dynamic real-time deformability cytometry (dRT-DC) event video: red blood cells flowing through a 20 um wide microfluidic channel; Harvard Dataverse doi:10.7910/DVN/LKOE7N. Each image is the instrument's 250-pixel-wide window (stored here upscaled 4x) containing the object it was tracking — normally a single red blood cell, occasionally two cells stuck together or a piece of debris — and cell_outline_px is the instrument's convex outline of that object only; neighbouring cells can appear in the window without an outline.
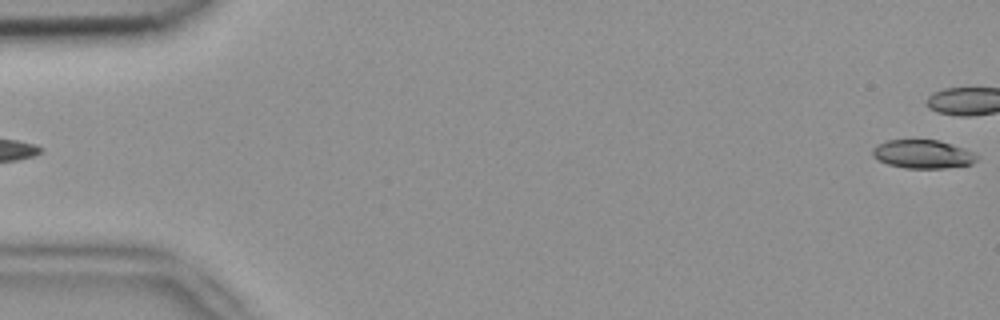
{"species": "common noctule bat (a hibernating species)", "species_latin": "Nyctalus noctula", "temperature_condition": "room temperature", "stored_images_in_passage": 2, "segment_of_instrument_passage": [2, 2], "camera_frame_rate_fps": 3000, "um_per_image_px": 0.085, "animal": {"sex": "female", "body_mass_g": 18.4}, "frame": {"image": 1, "passage_image": 2, "time_ms": 0.333, "image_size_px": [1000, 320], "cell_outline_px": [[980, 156], [972, 164], [944, 168], [904, 168], [888, 164], [872, 156], [872, 148], [888, 140], [940, 140], [972, 152]], "centroid_in_image_um": [78.44, 13.11], "position_along_channel_um": 6.6, "area_um2": 17.17}}